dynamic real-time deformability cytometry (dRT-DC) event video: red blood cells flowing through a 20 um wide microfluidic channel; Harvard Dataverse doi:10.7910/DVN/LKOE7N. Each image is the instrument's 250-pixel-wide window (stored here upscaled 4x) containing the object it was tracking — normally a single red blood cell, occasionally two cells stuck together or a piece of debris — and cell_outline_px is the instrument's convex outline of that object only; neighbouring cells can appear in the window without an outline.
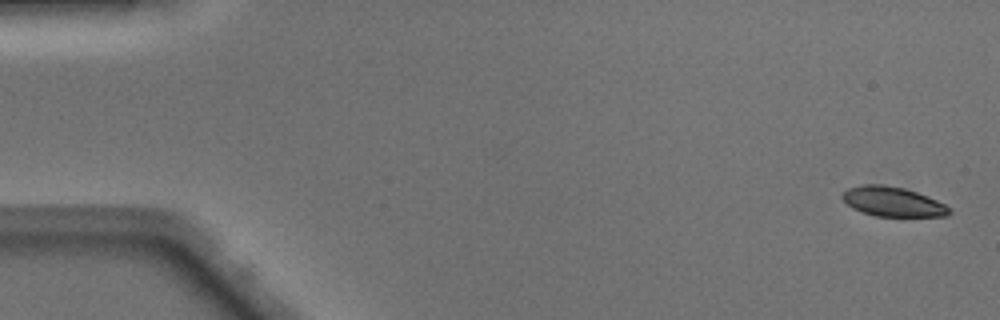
{"species": "Egyptian fruit bat (a non-hibernating species)", "species_latin": "Rousettus aegyptiacus", "temperature_condition": "warm", "stored_images_in_passage": 38, "camera_frame_rate_fps": 3000, "um_per_image_px": 0.085, "animal": {"sex": "male"}, "frame": {"image": 1, "passage_image": 1, "time_ms": 0.0, "image_size_px": [1000, 320], "cell_outline_px": [[952, 212], [948, 216], [876, 216], [860, 212], [852, 208], [840, 196], [848, 188], [864, 184], [884, 184], [904, 188], [928, 196], [952, 208]], "centroid_in_image_um": [75.89, 17.14], "position_along_channel_um": 9.1, "area_um2": 18.55}}
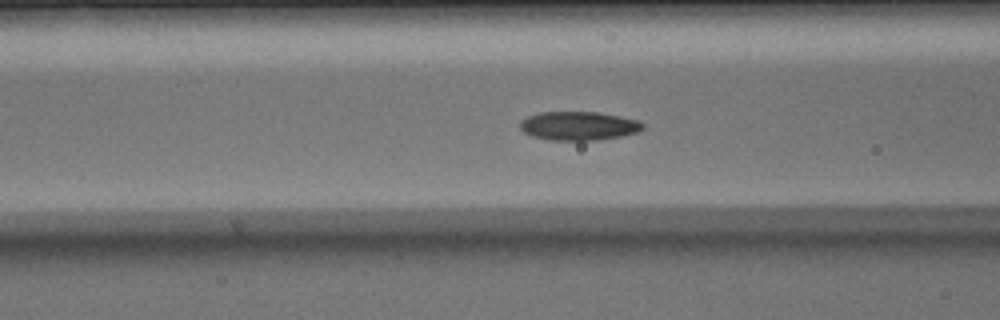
{"frame": {"image": 2, "passage_image": 19, "time_ms": 6.0, "image_size_px": [1000, 320], "cell_outline_px": [[644, 128], [636, 132], [620, 136], [596, 140], [552, 140], [532, 136], [524, 132], [520, 128], [520, 120], [528, 116], [540, 112], [600, 112], [640, 120], [644, 124]], "centroid_in_image_um": [49.19, 10.69], "position_along_channel_um": 117.4, "area_um2": 20.58}}
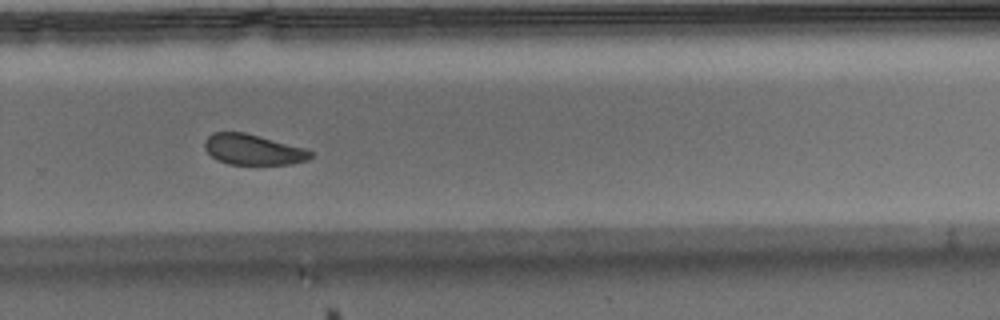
{"frame": {"image": 3, "passage_image": 33, "time_ms": 10.667, "image_size_px": [1000, 320], "cell_outline_px": [[312, 156], [308, 160], [292, 164], [228, 164], [216, 160], [204, 148], [204, 140], [212, 132], [244, 132], [304, 148], [312, 152]], "centroid_in_image_um": [21.47, 12.72], "position_along_channel_um": 308.3, "area_um2": 18.79}, "authors_computed_cell_mechanics": {"area_um2": 19.9699, "velocity_mm_per_s": 4.09, "shape_relaxation_time_tau1_ms": 2.9197, "shape_relaxation_time_tau2_ms": 4.2972, "deformation_change_tau1": 0.0881, "deformation_change_tau2": 0.0913}}